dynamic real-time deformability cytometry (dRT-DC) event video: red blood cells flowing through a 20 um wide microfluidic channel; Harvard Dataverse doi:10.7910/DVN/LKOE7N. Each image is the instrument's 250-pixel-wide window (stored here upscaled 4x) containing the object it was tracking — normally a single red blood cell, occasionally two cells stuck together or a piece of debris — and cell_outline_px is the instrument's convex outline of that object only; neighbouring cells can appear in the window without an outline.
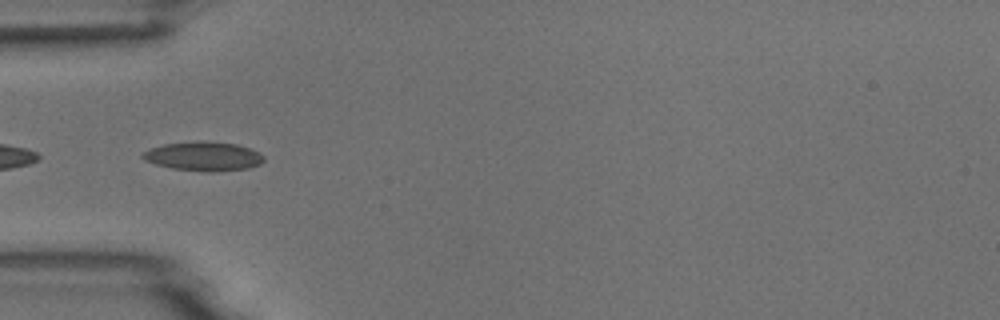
{"species": "common noctule bat (a hibernating species)", "species_latin": "Nyctalus noctula", "temperature_condition": "room temperature", "stored_images_in_passage": 7, "camera_frame_rate_fps": 3000, "um_per_image_px": 0.085, "animal": {"sex": "male", "body_mass_g": 18.8}, "frame": {"image": 1, "passage_image": 5, "time_ms": 4.667, "image_size_px": [1000, 320], "cell_outline_px": [[264, 160], [260, 164], [248, 168], [216, 172], [208, 172], [172, 168], [156, 164], [144, 160], [140, 156], [144, 152], [152, 148], [164, 144], [236, 144], [260, 152], [264, 156]], "centroid_in_image_um": [17.33, 13.34], "position_along_channel_um": 67.7, "area_um2": 19.54}}